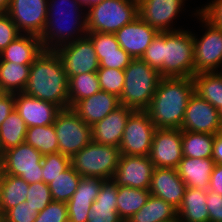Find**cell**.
I'll use <instances>...</instances> for the list:
<instances>
[{
    "label": "cell",
    "instance_id": "1",
    "mask_svg": "<svg viewBox=\"0 0 222 222\" xmlns=\"http://www.w3.org/2000/svg\"><path fill=\"white\" fill-rule=\"evenodd\" d=\"M194 94L191 77H162L145 110L156 129H181L190 97Z\"/></svg>",
    "mask_w": 222,
    "mask_h": 222
},
{
    "label": "cell",
    "instance_id": "2",
    "mask_svg": "<svg viewBox=\"0 0 222 222\" xmlns=\"http://www.w3.org/2000/svg\"><path fill=\"white\" fill-rule=\"evenodd\" d=\"M68 83L61 57L55 50H43L31 64L23 92L66 109L69 108Z\"/></svg>",
    "mask_w": 222,
    "mask_h": 222
},
{
    "label": "cell",
    "instance_id": "3",
    "mask_svg": "<svg viewBox=\"0 0 222 222\" xmlns=\"http://www.w3.org/2000/svg\"><path fill=\"white\" fill-rule=\"evenodd\" d=\"M64 3H66L67 5L70 4L71 7H67L69 11L68 9L65 10V6L67 5L65 4L64 6ZM62 5L64 6V10L66 12L63 9L62 12L59 8ZM82 7L83 6H81L75 0H61V2L59 1V3L58 0H48L47 21L45 28L41 36L39 37L41 39L42 47L44 50H56L59 46L74 42L77 39H81L88 34L86 14L82 12ZM68 17L71 18V24L69 25L70 27L67 25L69 23L67 21ZM62 21L68 23L64 26V23Z\"/></svg>",
    "mask_w": 222,
    "mask_h": 222
},
{
    "label": "cell",
    "instance_id": "4",
    "mask_svg": "<svg viewBox=\"0 0 222 222\" xmlns=\"http://www.w3.org/2000/svg\"><path fill=\"white\" fill-rule=\"evenodd\" d=\"M124 88L120 105L133 110L145 111L153 98L160 79V72L141 59H133L124 69Z\"/></svg>",
    "mask_w": 222,
    "mask_h": 222
},
{
    "label": "cell",
    "instance_id": "5",
    "mask_svg": "<svg viewBox=\"0 0 222 222\" xmlns=\"http://www.w3.org/2000/svg\"><path fill=\"white\" fill-rule=\"evenodd\" d=\"M194 76L193 33L179 29L163 32V77Z\"/></svg>",
    "mask_w": 222,
    "mask_h": 222
},
{
    "label": "cell",
    "instance_id": "6",
    "mask_svg": "<svg viewBox=\"0 0 222 222\" xmlns=\"http://www.w3.org/2000/svg\"><path fill=\"white\" fill-rule=\"evenodd\" d=\"M86 13L88 33L114 34L138 16V0H103Z\"/></svg>",
    "mask_w": 222,
    "mask_h": 222
},
{
    "label": "cell",
    "instance_id": "7",
    "mask_svg": "<svg viewBox=\"0 0 222 222\" xmlns=\"http://www.w3.org/2000/svg\"><path fill=\"white\" fill-rule=\"evenodd\" d=\"M120 157L119 147L92 141L71 157V166L82 177L110 180L115 174Z\"/></svg>",
    "mask_w": 222,
    "mask_h": 222
},
{
    "label": "cell",
    "instance_id": "8",
    "mask_svg": "<svg viewBox=\"0 0 222 222\" xmlns=\"http://www.w3.org/2000/svg\"><path fill=\"white\" fill-rule=\"evenodd\" d=\"M53 125L59 153L70 158L92 142V126L87 125L72 108L61 109Z\"/></svg>",
    "mask_w": 222,
    "mask_h": 222
},
{
    "label": "cell",
    "instance_id": "9",
    "mask_svg": "<svg viewBox=\"0 0 222 222\" xmlns=\"http://www.w3.org/2000/svg\"><path fill=\"white\" fill-rule=\"evenodd\" d=\"M42 159L43 155L26 142L0 155L4 173L20 177L28 184L42 181Z\"/></svg>",
    "mask_w": 222,
    "mask_h": 222
},
{
    "label": "cell",
    "instance_id": "10",
    "mask_svg": "<svg viewBox=\"0 0 222 222\" xmlns=\"http://www.w3.org/2000/svg\"><path fill=\"white\" fill-rule=\"evenodd\" d=\"M155 131L147 112L134 110L127 119L120 142L121 155L149 156Z\"/></svg>",
    "mask_w": 222,
    "mask_h": 222
},
{
    "label": "cell",
    "instance_id": "11",
    "mask_svg": "<svg viewBox=\"0 0 222 222\" xmlns=\"http://www.w3.org/2000/svg\"><path fill=\"white\" fill-rule=\"evenodd\" d=\"M195 16L207 30L199 39H194V75L201 72H218L222 66V30L210 24L196 11Z\"/></svg>",
    "mask_w": 222,
    "mask_h": 222
},
{
    "label": "cell",
    "instance_id": "12",
    "mask_svg": "<svg viewBox=\"0 0 222 222\" xmlns=\"http://www.w3.org/2000/svg\"><path fill=\"white\" fill-rule=\"evenodd\" d=\"M55 51L61 57L68 80L82 73L97 72L100 68L92 41L87 36L59 46Z\"/></svg>",
    "mask_w": 222,
    "mask_h": 222
},
{
    "label": "cell",
    "instance_id": "13",
    "mask_svg": "<svg viewBox=\"0 0 222 222\" xmlns=\"http://www.w3.org/2000/svg\"><path fill=\"white\" fill-rule=\"evenodd\" d=\"M47 7L48 0H11L6 13L21 34L40 37L47 21Z\"/></svg>",
    "mask_w": 222,
    "mask_h": 222
},
{
    "label": "cell",
    "instance_id": "14",
    "mask_svg": "<svg viewBox=\"0 0 222 222\" xmlns=\"http://www.w3.org/2000/svg\"><path fill=\"white\" fill-rule=\"evenodd\" d=\"M220 125L219 111L194 93L188 101L181 130L215 135L219 133Z\"/></svg>",
    "mask_w": 222,
    "mask_h": 222
},
{
    "label": "cell",
    "instance_id": "15",
    "mask_svg": "<svg viewBox=\"0 0 222 222\" xmlns=\"http://www.w3.org/2000/svg\"><path fill=\"white\" fill-rule=\"evenodd\" d=\"M149 157L156 168H177L183 158L182 130L156 129Z\"/></svg>",
    "mask_w": 222,
    "mask_h": 222
},
{
    "label": "cell",
    "instance_id": "16",
    "mask_svg": "<svg viewBox=\"0 0 222 222\" xmlns=\"http://www.w3.org/2000/svg\"><path fill=\"white\" fill-rule=\"evenodd\" d=\"M154 168L149 156L121 155L112 180L119 187L149 189Z\"/></svg>",
    "mask_w": 222,
    "mask_h": 222
},
{
    "label": "cell",
    "instance_id": "17",
    "mask_svg": "<svg viewBox=\"0 0 222 222\" xmlns=\"http://www.w3.org/2000/svg\"><path fill=\"white\" fill-rule=\"evenodd\" d=\"M185 0H138L139 17L158 32L176 31L173 20Z\"/></svg>",
    "mask_w": 222,
    "mask_h": 222
},
{
    "label": "cell",
    "instance_id": "18",
    "mask_svg": "<svg viewBox=\"0 0 222 222\" xmlns=\"http://www.w3.org/2000/svg\"><path fill=\"white\" fill-rule=\"evenodd\" d=\"M159 32L139 16L114 33L120 47L133 59H140Z\"/></svg>",
    "mask_w": 222,
    "mask_h": 222
},
{
    "label": "cell",
    "instance_id": "19",
    "mask_svg": "<svg viewBox=\"0 0 222 222\" xmlns=\"http://www.w3.org/2000/svg\"><path fill=\"white\" fill-rule=\"evenodd\" d=\"M15 110L25 121L27 128L54 124L60 108L50 102L37 99L24 92L14 93Z\"/></svg>",
    "mask_w": 222,
    "mask_h": 222
},
{
    "label": "cell",
    "instance_id": "20",
    "mask_svg": "<svg viewBox=\"0 0 222 222\" xmlns=\"http://www.w3.org/2000/svg\"><path fill=\"white\" fill-rule=\"evenodd\" d=\"M186 184L179 177L176 168H154L149 192L165 202L179 208L182 203Z\"/></svg>",
    "mask_w": 222,
    "mask_h": 222
},
{
    "label": "cell",
    "instance_id": "21",
    "mask_svg": "<svg viewBox=\"0 0 222 222\" xmlns=\"http://www.w3.org/2000/svg\"><path fill=\"white\" fill-rule=\"evenodd\" d=\"M134 110L120 105L104 119L92 126V141L111 146H120L128 117Z\"/></svg>",
    "mask_w": 222,
    "mask_h": 222
},
{
    "label": "cell",
    "instance_id": "22",
    "mask_svg": "<svg viewBox=\"0 0 222 222\" xmlns=\"http://www.w3.org/2000/svg\"><path fill=\"white\" fill-rule=\"evenodd\" d=\"M119 106L120 101L116 95L101 90L88 98L78 101L72 109L87 125L93 126Z\"/></svg>",
    "mask_w": 222,
    "mask_h": 222
},
{
    "label": "cell",
    "instance_id": "23",
    "mask_svg": "<svg viewBox=\"0 0 222 222\" xmlns=\"http://www.w3.org/2000/svg\"><path fill=\"white\" fill-rule=\"evenodd\" d=\"M87 222H124L117 213V185L112 179L102 182Z\"/></svg>",
    "mask_w": 222,
    "mask_h": 222
},
{
    "label": "cell",
    "instance_id": "24",
    "mask_svg": "<svg viewBox=\"0 0 222 222\" xmlns=\"http://www.w3.org/2000/svg\"><path fill=\"white\" fill-rule=\"evenodd\" d=\"M215 162L212 158H191L183 156L177 169L186 187L209 190L210 176Z\"/></svg>",
    "mask_w": 222,
    "mask_h": 222
},
{
    "label": "cell",
    "instance_id": "25",
    "mask_svg": "<svg viewBox=\"0 0 222 222\" xmlns=\"http://www.w3.org/2000/svg\"><path fill=\"white\" fill-rule=\"evenodd\" d=\"M43 50L39 36L21 34L0 53V62L31 65Z\"/></svg>",
    "mask_w": 222,
    "mask_h": 222
},
{
    "label": "cell",
    "instance_id": "26",
    "mask_svg": "<svg viewBox=\"0 0 222 222\" xmlns=\"http://www.w3.org/2000/svg\"><path fill=\"white\" fill-rule=\"evenodd\" d=\"M179 222H209L206 191L186 187L183 200L177 209Z\"/></svg>",
    "mask_w": 222,
    "mask_h": 222
},
{
    "label": "cell",
    "instance_id": "27",
    "mask_svg": "<svg viewBox=\"0 0 222 222\" xmlns=\"http://www.w3.org/2000/svg\"><path fill=\"white\" fill-rule=\"evenodd\" d=\"M178 219L177 208L150 194L144 206L127 222H165Z\"/></svg>",
    "mask_w": 222,
    "mask_h": 222
},
{
    "label": "cell",
    "instance_id": "28",
    "mask_svg": "<svg viewBox=\"0 0 222 222\" xmlns=\"http://www.w3.org/2000/svg\"><path fill=\"white\" fill-rule=\"evenodd\" d=\"M192 79L194 93L219 110L222 107V75L219 71L197 73Z\"/></svg>",
    "mask_w": 222,
    "mask_h": 222
},
{
    "label": "cell",
    "instance_id": "29",
    "mask_svg": "<svg viewBox=\"0 0 222 222\" xmlns=\"http://www.w3.org/2000/svg\"><path fill=\"white\" fill-rule=\"evenodd\" d=\"M150 196L149 189L117 186V213L124 221L137 213L147 202Z\"/></svg>",
    "mask_w": 222,
    "mask_h": 222
},
{
    "label": "cell",
    "instance_id": "30",
    "mask_svg": "<svg viewBox=\"0 0 222 222\" xmlns=\"http://www.w3.org/2000/svg\"><path fill=\"white\" fill-rule=\"evenodd\" d=\"M29 184L22 178L4 174L1 193L0 210L4 215L9 209L26 201Z\"/></svg>",
    "mask_w": 222,
    "mask_h": 222
},
{
    "label": "cell",
    "instance_id": "31",
    "mask_svg": "<svg viewBox=\"0 0 222 222\" xmlns=\"http://www.w3.org/2000/svg\"><path fill=\"white\" fill-rule=\"evenodd\" d=\"M27 126L14 109L0 126V155L25 142Z\"/></svg>",
    "mask_w": 222,
    "mask_h": 222
},
{
    "label": "cell",
    "instance_id": "32",
    "mask_svg": "<svg viewBox=\"0 0 222 222\" xmlns=\"http://www.w3.org/2000/svg\"><path fill=\"white\" fill-rule=\"evenodd\" d=\"M31 65L0 62V86L6 93L23 92L29 78Z\"/></svg>",
    "mask_w": 222,
    "mask_h": 222
},
{
    "label": "cell",
    "instance_id": "33",
    "mask_svg": "<svg viewBox=\"0 0 222 222\" xmlns=\"http://www.w3.org/2000/svg\"><path fill=\"white\" fill-rule=\"evenodd\" d=\"M68 84L69 108H72L78 101L101 91L96 72L72 76Z\"/></svg>",
    "mask_w": 222,
    "mask_h": 222
},
{
    "label": "cell",
    "instance_id": "34",
    "mask_svg": "<svg viewBox=\"0 0 222 222\" xmlns=\"http://www.w3.org/2000/svg\"><path fill=\"white\" fill-rule=\"evenodd\" d=\"M214 135L182 131L183 156L191 158H212Z\"/></svg>",
    "mask_w": 222,
    "mask_h": 222
},
{
    "label": "cell",
    "instance_id": "35",
    "mask_svg": "<svg viewBox=\"0 0 222 222\" xmlns=\"http://www.w3.org/2000/svg\"><path fill=\"white\" fill-rule=\"evenodd\" d=\"M25 142L42 155L59 153L54 125L27 128Z\"/></svg>",
    "mask_w": 222,
    "mask_h": 222
},
{
    "label": "cell",
    "instance_id": "36",
    "mask_svg": "<svg viewBox=\"0 0 222 222\" xmlns=\"http://www.w3.org/2000/svg\"><path fill=\"white\" fill-rule=\"evenodd\" d=\"M77 171L70 166L48 183L53 201L68 202L75 193L81 180Z\"/></svg>",
    "mask_w": 222,
    "mask_h": 222
},
{
    "label": "cell",
    "instance_id": "37",
    "mask_svg": "<svg viewBox=\"0 0 222 222\" xmlns=\"http://www.w3.org/2000/svg\"><path fill=\"white\" fill-rule=\"evenodd\" d=\"M71 166V158L62 153L46 154L42 159V181L46 184Z\"/></svg>",
    "mask_w": 222,
    "mask_h": 222
},
{
    "label": "cell",
    "instance_id": "38",
    "mask_svg": "<svg viewBox=\"0 0 222 222\" xmlns=\"http://www.w3.org/2000/svg\"><path fill=\"white\" fill-rule=\"evenodd\" d=\"M96 73L101 90L114 94L120 98L125 82L124 70L99 68Z\"/></svg>",
    "mask_w": 222,
    "mask_h": 222
},
{
    "label": "cell",
    "instance_id": "39",
    "mask_svg": "<svg viewBox=\"0 0 222 222\" xmlns=\"http://www.w3.org/2000/svg\"><path fill=\"white\" fill-rule=\"evenodd\" d=\"M104 180L96 177H82L69 201L93 203Z\"/></svg>",
    "mask_w": 222,
    "mask_h": 222
},
{
    "label": "cell",
    "instance_id": "40",
    "mask_svg": "<svg viewBox=\"0 0 222 222\" xmlns=\"http://www.w3.org/2000/svg\"><path fill=\"white\" fill-rule=\"evenodd\" d=\"M52 201L48 184L43 181L29 184L26 202L38 213Z\"/></svg>",
    "mask_w": 222,
    "mask_h": 222
},
{
    "label": "cell",
    "instance_id": "41",
    "mask_svg": "<svg viewBox=\"0 0 222 222\" xmlns=\"http://www.w3.org/2000/svg\"><path fill=\"white\" fill-rule=\"evenodd\" d=\"M163 77V32H159L140 58Z\"/></svg>",
    "mask_w": 222,
    "mask_h": 222
},
{
    "label": "cell",
    "instance_id": "42",
    "mask_svg": "<svg viewBox=\"0 0 222 222\" xmlns=\"http://www.w3.org/2000/svg\"><path fill=\"white\" fill-rule=\"evenodd\" d=\"M35 222H68L67 203L52 201L37 214Z\"/></svg>",
    "mask_w": 222,
    "mask_h": 222
},
{
    "label": "cell",
    "instance_id": "43",
    "mask_svg": "<svg viewBox=\"0 0 222 222\" xmlns=\"http://www.w3.org/2000/svg\"><path fill=\"white\" fill-rule=\"evenodd\" d=\"M100 68L124 70L133 58L119 47V52L97 54Z\"/></svg>",
    "mask_w": 222,
    "mask_h": 222
},
{
    "label": "cell",
    "instance_id": "44",
    "mask_svg": "<svg viewBox=\"0 0 222 222\" xmlns=\"http://www.w3.org/2000/svg\"><path fill=\"white\" fill-rule=\"evenodd\" d=\"M94 46L96 54L119 52V43L114 34L93 32L86 35Z\"/></svg>",
    "mask_w": 222,
    "mask_h": 222
},
{
    "label": "cell",
    "instance_id": "45",
    "mask_svg": "<svg viewBox=\"0 0 222 222\" xmlns=\"http://www.w3.org/2000/svg\"><path fill=\"white\" fill-rule=\"evenodd\" d=\"M38 211L26 201L9 209L4 214V222H35Z\"/></svg>",
    "mask_w": 222,
    "mask_h": 222
},
{
    "label": "cell",
    "instance_id": "46",
    "mask_svg": "<svg viewBox=\"0 0 222 222\" xmlns=\"http://www.w3.org/2000/svg\"><path fill=\"white\" fill-rule=\"evenodd\" d=\"M21 33L7 13H0V53Z\"/></svg>",
    "mask_w": 222,
    "mask_h": 222
},
{
    "label": "cell",
    "instance_id": "47",
    "mask_svg": "<svg viewBox=\"0 0 222 222\" xmlns=\"http://www.w3.org/2000/svg\"><path fill=\"white\" fill-rule=\"evenodd\" d=\"M197 11L206 21L222 30V0H212Z\"/></svg>",
    "mask_w": 222,
    "mask_h": 222
},
{
    "label": "cell",
    "instance_id": "48",
    "mask_svg": "<svg viewBox=\"0 0 222 222\" xmlns=\"http://www.w3.org/2000/svg\"><path fill=\"white\" fill-rule=\"evenodd\" d=\"M92 204L93 203L68 201V222H87Z\"/></svg>",
    "mask_w": 222,
    "mask_h": 222
},
{
    "label": "cell",
    "instance_id": "49",
    "mask_svg": "<svg viewBox=\"0 0 222 222\" xmlns=\"http://www.w3.org/2000/svg\"><path fill=\"white\" fill-rule=\"evenodd\" d=\"M206 205L209 222H222V196L213 191H206Z\"/></svg>",
    "mask_w": 222,
    "mask_h": 222
},
{
    "label": "cell",
    "instance_id": "50",
    "mask_svg": "<svg viewBox=\"0 0 222 222\" xmlns=\"http://www.w3.org/2000/svg\"><path fill=\"white\" fill-rule=\"evenodd\" d=\"M15 109L14 93H5L0 97V126Z\"/></svg>",
    "mask_w": 222,
    "mask_h": 222
},
{
    "label": "cell",
    "instance_id": "51",
    "mask_svg": "<svg viewBox=\"0 0 222 222\" xmlns=\"http://www.w3.org/2000/svg\"><path fill=\"white\" fill-rule=\"evenodd\" d=\"M209 191L222 196V164H215L210 176Z\"/></svg>",
    "mask_w": 222,
    "mask_h": 222
},
{
    "label": "cell",
    "instance_id": "52",
    "mask_svg": "<svg viewBox=\"0 0 222 222\" xmlns=\"http://www.w3.org/2000/svg\"><path fill=\"white\" fill-rule=\"evenodd\" d=\"M212 159L215 164H222V134L214 135Z\"/></svg>",
    "mask_w": 222,
    "mask_h": 222
},
{
    "label": "cell",
    "instance_id": "53",
    "mask_svg": "<svg viewBox=\"0 0 222 222\" xmlns=\"http://www.w3.org/2000/svg\"><path fill=\"white\" fill-rule=\"evenodd\" d=\"M77 1L81 6H83V9L86 7H91L95 4H98L99 2H102L103 0H75Z\"/></svg>",
    "mask_w": 222,
    "mask_h": 222
},
{
    "label": "cell",
    "instance_id": "54",
    "mask_svg": "<svg viewBox=\"0 0 222 222\" xmlns=\"http://www.w3.org/2000/svg\"><path fill=\"white\" fill-rule=\"evenodd\" d=\"M10 3L11 0H0V13H6Z\"/></svg>",
    "mask_w": 222,
    "mask_h": 222
},
{
    "label": "cell",
    "instance_id": "55",
    "mask_svg": "<svg viewBox=\"0 0 222 222\" xmlns=\"http://www.w3.org/2000/svg\"><path fill=\"white\" fill-rule=\"evenodd\" d=\"M4 170H3V166H2V163L0 161V193H1V185H2V180H3V177H4Z\"/></svg>",
    "mask_w": 222,
    "mask_h": 222
},
{
    "label": "cell",
    "instance_id": "56",
    "mask_svg": "<svg viewBox=\"0 0 222 222\" xmlns=\"http://www.w3.org/2000/svg\"><path fill=\"white\" fill-rule=\"evenodd\" d=\"M0 222H4V215L2 214L1 210H0Z\"/></svg>",
    "mask_w": 222,
    "mask_h": 222
},
{
    "label": "cell",
    "instance_id": "57",
    "mask_svg": "<svg viewBox=\"0 0 222 222\" xmlns=\"http://www.w3.org/2000/svg\"><path fill=\"white\" fill-rule=\"evenodd\" d=\"M6 92L2 89V87L0 86V97L2 96V95H4Z\"/></svg>",
    "mask_w": 222,
    "mask_h": 222
},
{
    "label": "cell",
    "instance_id": "58",
    "mask_svg": "<svg viewBox=\"0 0 222 222\" xmlns=\"http://www.w3.org/2000/svg\"><path fill=\"white\" fill-rule=\"evenodd\" d=\"M220 114V119L222 120V107L218 110Z\"/></svg>",
    "mask_w": 222,
    "mask_h": 222
},
{
    "label": "cell",
    "instance_id": "59",
    "mask_svg": "<svg viewBox=\"0 0 222 222\" xmlns=\"http://www.w3.org/2000/svg\"><path fill=\"white\" fill-rule=\"evenodd\" d=\"M219 133L222 134V120H221V125H220Z\"/></svg>",
    "mask_w": 222,
    "mask_h": 222
},
{
    "label": "cell",
    "instance_id": "60",
    "mask_svg": "<svg viewBox=\"0 0 222 222\" xmlns=\"http://www.w3.org/2000/svg\"><path fill=\"white\" fill-rule=\"evenodd\" d=\"M165 222H179V220L175 219V220H170V221H165Z\"/></svg>",
    "mask_w": 222,
    "mask_h": 222
}]
</instances>
